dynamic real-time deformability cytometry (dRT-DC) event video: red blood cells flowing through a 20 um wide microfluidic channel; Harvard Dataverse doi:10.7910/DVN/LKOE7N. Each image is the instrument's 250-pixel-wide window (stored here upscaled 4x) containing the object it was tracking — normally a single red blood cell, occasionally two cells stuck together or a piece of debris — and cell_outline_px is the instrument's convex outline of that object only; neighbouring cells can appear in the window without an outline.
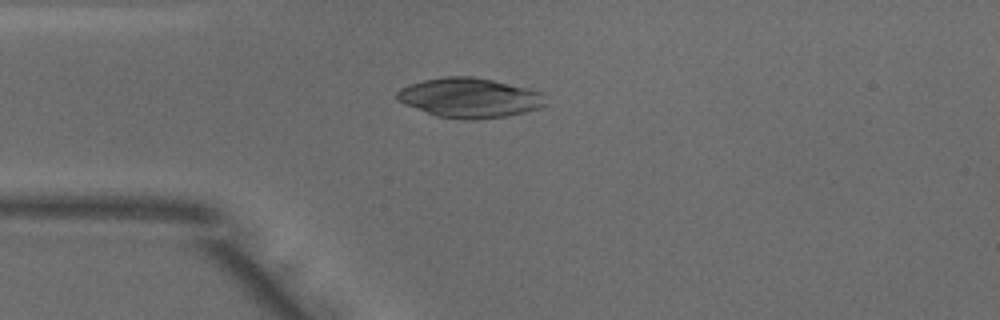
{"species": "common noctule bat (a hibernating species)", "species_latin": "Nyctalus noctula", "temperature_condition": "warm", "stored_images_in_passage": 38, "camera_frame_rate_fps": 3000, "um_per_image_px": 0.085, "animal": {"sex": "male", "body_mass_g": 18.8}, "frame": {"image": 1, "passage_image": 1, "time_ms": 0.0, "image_size_px": [1000, 320], "cell_outline_px": [[544, 104], [540, 108], [524, 112], [504, 116], [476, 120], [464, 120], [436, 116], [404, 104], [396, 100], [396, 92], [400, 88], [408, 84], [424, 80], [444, 76], [472, 76], [492, 80], [540, 92]], "centroid_in_image_um": [39.81, 8.32], "position_along_channel_um": 45.2, "area_um2": 34.1}}
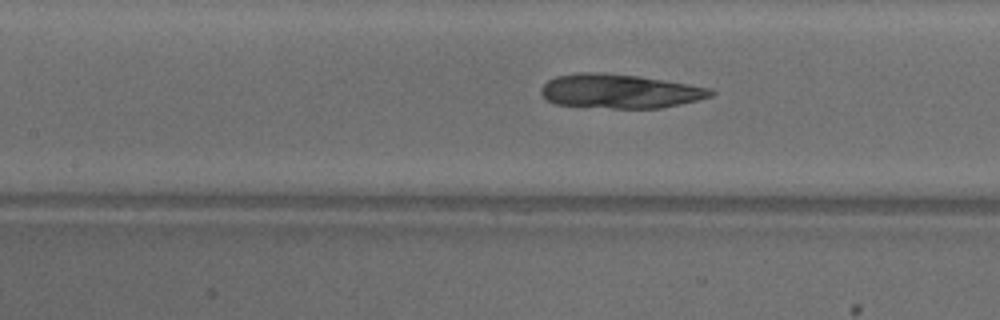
{"frame": {"image": 2, "passage_image": 10, "time_ms": 3.0, "image_size_px": [1000, 320], "cell_outline_px": [[716, 92], [712, 96], [696, 100], [660, 108], [612, 108], [556, 104], [548, 100], [540, 92], [540, 88], [548, 80], [556, 76], [576, 72], [608, 72], [640, 76], [712, 88]], "centroid_in_image_um": [52.67, 7.73], "position_along_channel_um": 154.7, "area_um2": 33.81}}
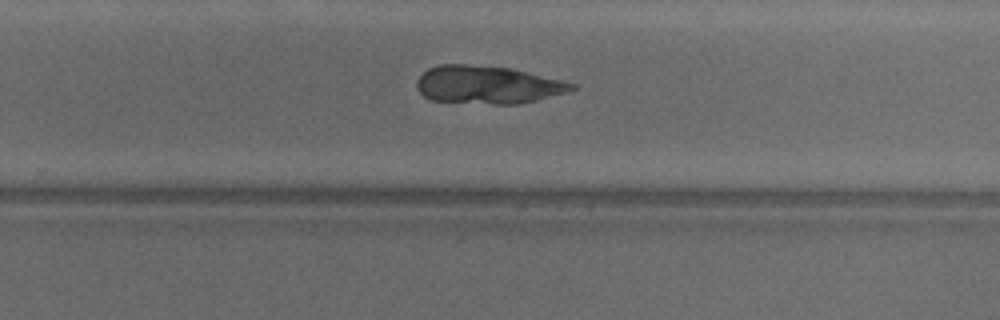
{"frame": {"image": 3, "passage_image": 20, "time_ms": 6.333, "image_size_px": [1000, 320], "cell_outline_px": [[576, 88], [572, 92], [536, 100], [516, 104], [496, 104], [432, 100], [424, 96], [416, 88], [416, 80], [428, 68], [440, 64], [468, 64], [512, 68], [576, 84]], "centroid_in_image_um": [41.46, 7.2], "position_along_channel_um": 288.3, "area_um2": 34.28}}